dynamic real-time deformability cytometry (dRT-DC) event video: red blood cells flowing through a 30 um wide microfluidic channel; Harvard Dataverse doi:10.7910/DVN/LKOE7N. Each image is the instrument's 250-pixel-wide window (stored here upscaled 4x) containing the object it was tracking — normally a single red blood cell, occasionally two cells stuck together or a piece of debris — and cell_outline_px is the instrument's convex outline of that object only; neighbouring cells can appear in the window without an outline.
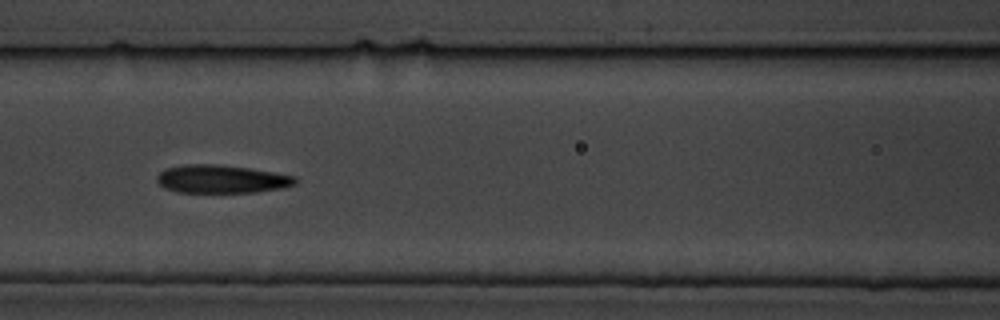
{"species": "common noctule bat (a hibernating species)", "species_latin": "Nyctalus noctula", "temperature_condition": "cold", "stored_images_in_passage": 11, "camera_frame_rate_fps": 3000, "um_per_image_px": 0.085, "animal": {"sex": "male", "body_mass_g": 19.5, "forearm_length_mm": 54.6}, "frame": {"image": 1, "passage_image": 7, "time_ms": 7.667, "image_size_px": [1000, 320], "cell_outline_px": [[296, 184], [284, 188], [256, 192], [176, 192], [164, 188], [156, 180], [156, 176], [164, 168], [180, 164], [220, 164], [248, 168], [296, 176]], "centroid_in_image_um": [18.79, 15.21], "position_along_channel_um": 147.8, "area_um2": 22.89}}
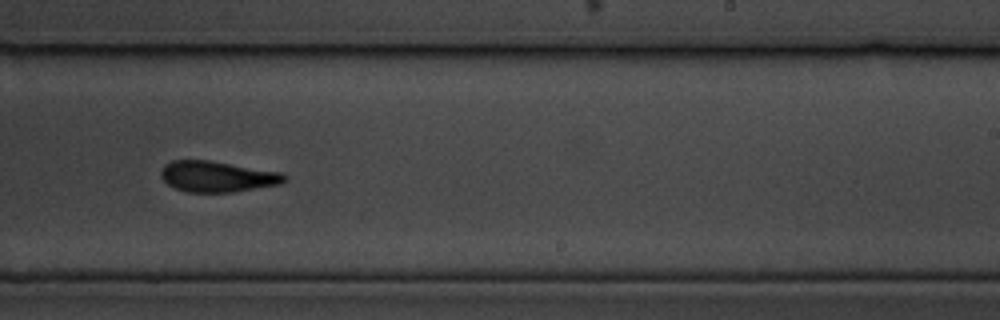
{"frame": {"image": 2, "passage_image": 10, "time_ms": 11.333, "image_size_px": [1000, 320], "cell_outline_px": [[288, 180], [280, 184], [232, 192], [188, 192], [176, 188], [168, 184], [160, 176], [160, 172], [164, 164], [172, 160], [208, 160], [284, 172], [288, 176]], "centroid_in_image_um": [18.5, 14.99], "position_along_channel_um": 270.5, "area_um2": 22.37}}
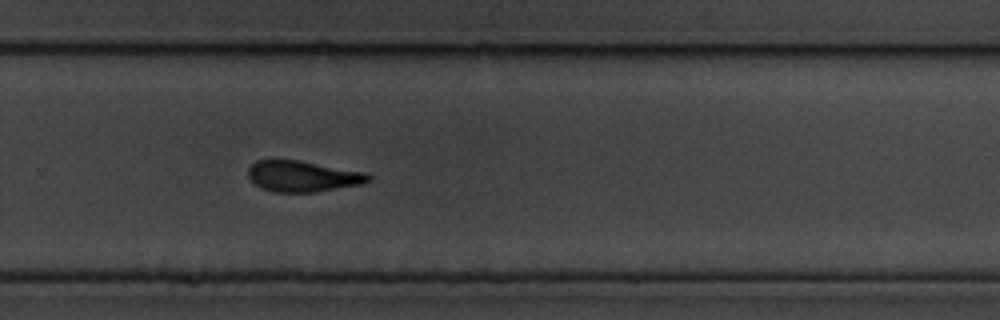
{"frame": {"image": 3, "passage_image": 11, "time_ms": 12.333, "image_size_px": [1000, 320], "cell_outline_px": [[372, 180], [360, 184], [312, 192], [276, 192], [260, 188], [248, 176], [248, 168], [256, 160], [296, 160], [368, 172], [372, 176]], "centroid_in_image_um": [25.75, 14.97], "position_along_channel_um": 304.1, "area_um2": 21.56}}